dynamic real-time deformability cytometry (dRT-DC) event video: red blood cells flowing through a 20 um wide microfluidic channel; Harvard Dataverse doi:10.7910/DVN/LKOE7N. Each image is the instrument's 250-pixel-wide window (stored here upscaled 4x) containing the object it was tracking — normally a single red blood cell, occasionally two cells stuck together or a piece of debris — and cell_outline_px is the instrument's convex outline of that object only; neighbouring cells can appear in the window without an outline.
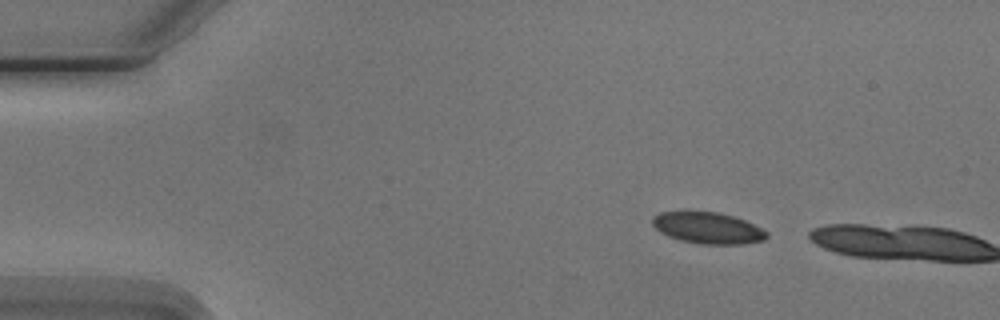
{"species": "Egyptian fruit bat (a non-hibernating species)", "species_latin": "Rousettus aegyptiacus", "temperature_condition": "cold", "stored_images_in_passage": 2, "camera_frame_rate_fps": 3000, "um_per_image_px": 0.085, "animal": {"sex": "male"}, "frame": {"image": 1, "passage_image": 1, "time_ms": 0.0, "image_size_px": [1000, 320], "cell_outline_px": [[768, 236], [764, 240], [744, 244], [700, 244], [680, 240], [668, 236], [660, 232], [652, 224], [652, 216], [660, 212], [716, 212], [732, 216], [744, 220], [768, 232]], "centroid_in_image_um": [60.15, 19.39], "position_along_channel_um": 24.8, "area_um2": 20.75}}